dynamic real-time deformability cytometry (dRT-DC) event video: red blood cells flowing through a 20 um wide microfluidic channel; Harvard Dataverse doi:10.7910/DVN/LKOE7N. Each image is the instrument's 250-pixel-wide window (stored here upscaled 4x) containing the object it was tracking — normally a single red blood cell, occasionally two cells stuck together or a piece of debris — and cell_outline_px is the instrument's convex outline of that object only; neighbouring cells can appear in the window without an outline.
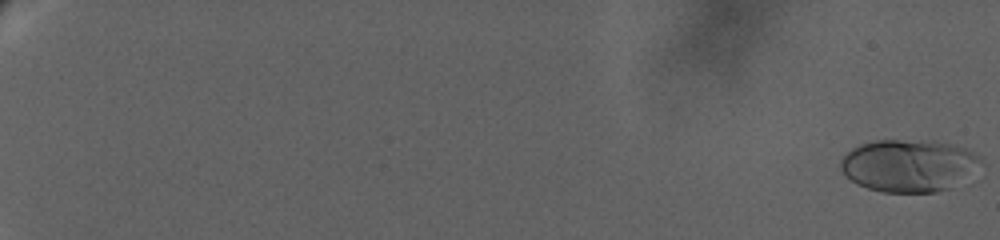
{"species": "human", "species_latin": "Homo sapiens", "temperature_condition": "warm", "stored_images_in_passage": 48, "camera_frame_rate_fps": 3000, "um_per_image_px": 0.085, "donor": {"sex": "female"}, "frame": {"image": 1, "passage_image": 1, "time_ms": 0.0, "image_size_px": [1000, 240], "cell_outline_px": [[984, 164], [948, 188], [936, 192], [884, 192], [868, 188], [852, 180], [840, 168], [840, 160], [852, 148], [860, 144], [876, 140], [932, 140], [952, 144], [964, 148], [980, 156]], "centroid_in_image_um": [77.25, 14.04], "position_along_channel_um": 7.7, "area_um2": 42.48}}
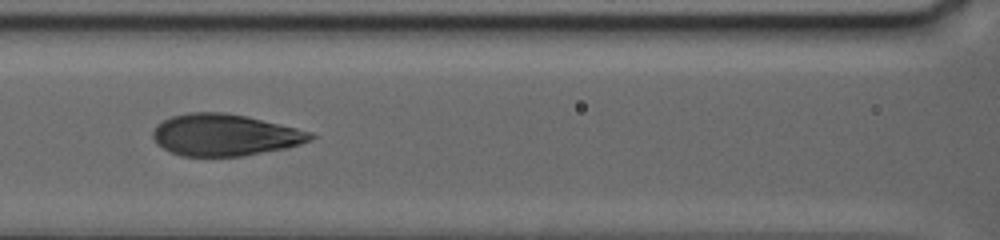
{"frame": {"image": 2, "passage_image": 27, "time_ms": 13.667, "image_size_px": [1000, 240], "cell_outline_px": [[320, 136], [312, 140], [288, 148], [240, 156], [180, 156], [156, 144], [152, 136], [152, 132], [156, 124], [172, 116], [188, 112], [224, 112], [248, 116], [312, 132]], "centroid_in_image_um": [19.13, 11.47], "position_along_channel_um": 147.5, "area_um2": 38.61}}
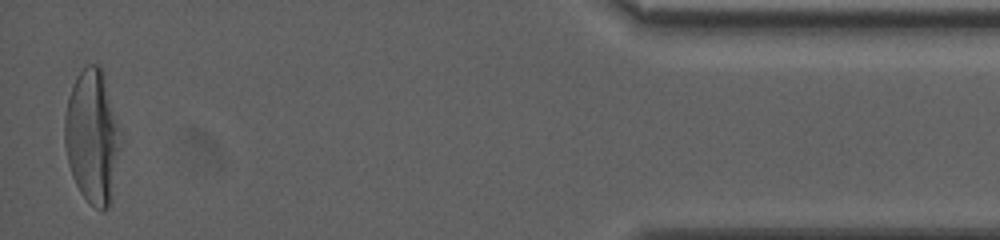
{"frame": {"image": 3, "passage_image": 48, "time_ms": 25.333, "image_size_px": [1000, 240], "cell_outline_px": [[124, 140], [108, 208], [104, 212], [100, 212], [88, 204], [80, 192], [72, 176], [68, 164], [64, 144], [64, 116], [68, 96], [76, 76], [88, 64], [100, 64], [124, 136]], "centroid_in_image_um": [7.88, 11.64], "position_along_channel_um": 427.3, "area_um2": 44.8}, "authors_computed_cell_mechanics": {"area_um2": 38.7838, "velocity_mm_per_s": 2.8975, "shape_relaxation_time_tau1_ms": 7.3888, "shape_relaxation_time_tau2_ms": null, "deformation_change_tau1": 0.2705, "deformation_change_tau2": null}}